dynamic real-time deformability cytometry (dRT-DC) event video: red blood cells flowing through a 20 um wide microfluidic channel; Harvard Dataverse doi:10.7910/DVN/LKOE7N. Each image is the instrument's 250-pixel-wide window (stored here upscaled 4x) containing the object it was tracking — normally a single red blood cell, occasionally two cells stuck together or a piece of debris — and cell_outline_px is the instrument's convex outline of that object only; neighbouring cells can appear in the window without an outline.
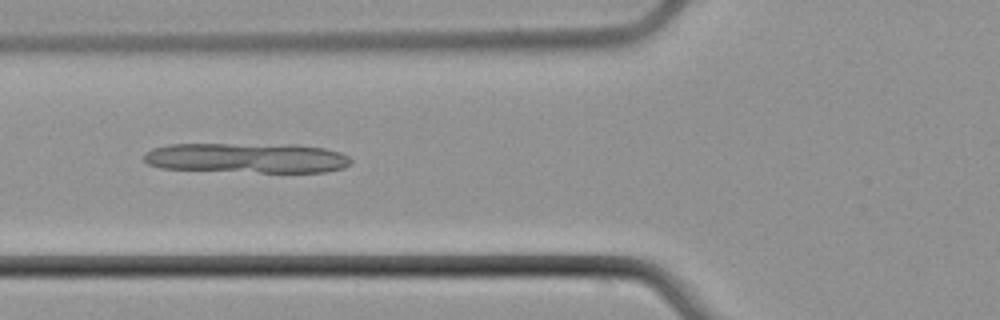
{"species": "common noctule bat (a hibernating species)", "species_latin": "Nyctalus noctula", "temperature_condition": "cold", "stored_images_in_passage": 4, "camera_frame_rate_fps": 3000, "um_per_image_px": 0.085, "animal": {"sex": "male", "body_mass_g": 21.5, "forearm_length_mm": 52.0}, "frame": {"image": 1, "passage_image": 2, "time_ms": 1.0, "image_size_px": [1000, 320], "cell_outline_px": [[352, 160], [344, 168], [328, 172], [260, 172], [160, 168], [148, 164], [144, 160], [144, 152], [152, 148], [168, 144], [296, 144], [324, 148], [340, 152], [348, 156]], "centroid_in_image_um": [20.99, 13.41], "position_along_channel_um": 104.8, "area_um2": 36.47}}
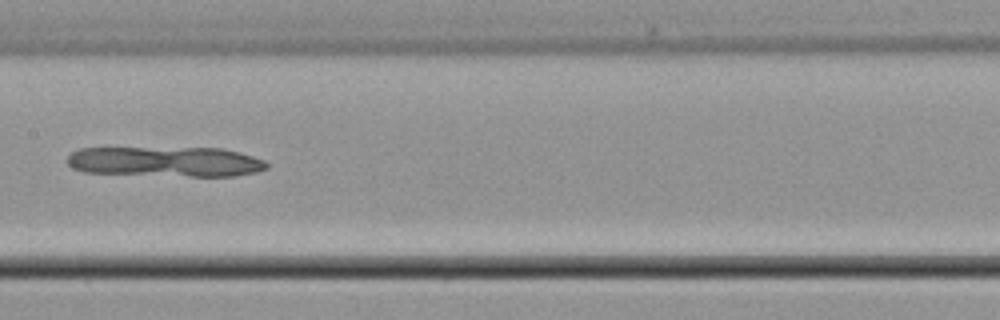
{"frame": {"image": 2, "passage_image": 4, "time_ms": 3.333, "image_size_px": [1000, 320], "cell_outline_px": [[268, 168], [256, 172], [236, 176], [188, 176], [84, 172], [72, 168], [68, 164], [68, 156], [72, 152], [80, 148], [220, 148], [252, 156], [264, 160], [268, 164]], "centroid_in_image_um": [14.08, 13.74], "position_along_channel_um": 193.3, "area_um2": 34.85}}